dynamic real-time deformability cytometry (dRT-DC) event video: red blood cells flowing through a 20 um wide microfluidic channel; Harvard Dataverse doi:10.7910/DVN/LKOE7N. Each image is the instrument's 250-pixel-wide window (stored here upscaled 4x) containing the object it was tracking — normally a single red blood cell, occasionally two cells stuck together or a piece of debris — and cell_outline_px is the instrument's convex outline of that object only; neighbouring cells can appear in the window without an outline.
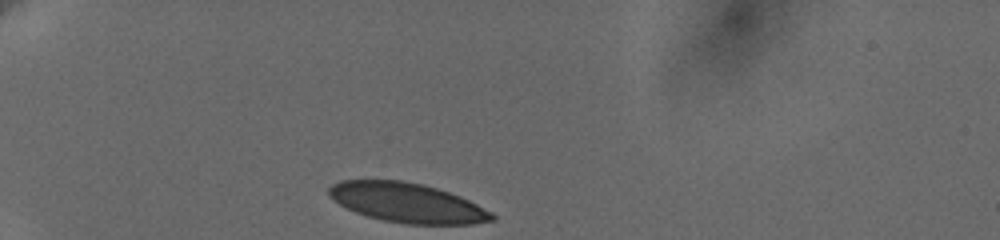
{"species": "human", "species_latin": "Homo sapiens", "temperature_condition": "cold", "stored_images_in_passage": 34, "camera_frame_rate_fps": 3000, "um_per_image_px": 0.085, "donor": {"sex": "female"}, "frame": {"image": 1, "passage_image": 1, "time_ms": 0.0, "image_size_px": [1000, 240], "cell_outline_px": [[496, 220], [472, 224], [408, 224], [380, 220], [356, 212], [332, 200], [328, 196], [328, 188], [332, 184], [340, 180], [404, 180], [424, 184], [460, 196], [492, 212], [496, 216]], "centroid_in_image_um": [34.6, 17.23], "position_along_channel_um": 50.4, "area_um2": 37.69}}
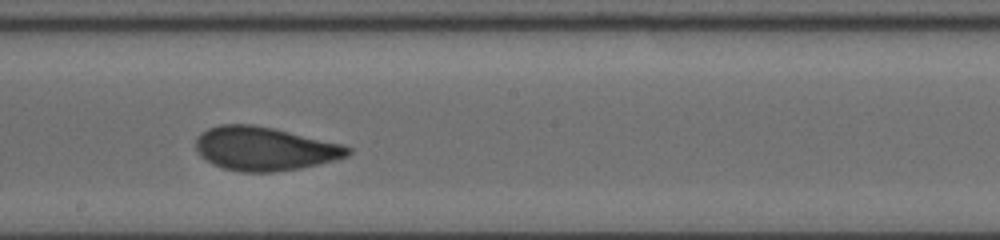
{"frame": {"image": 2, "passage_image": 19, "time_ms": 6.0, "image_size_px": [1000, 240], "cell_outline_px": [[352, 152], [348, 156], [336, 160], [300, 168], [272, 172], [240, 172], [224, 168], [212, 164], [200, 156], [196, 152], [196, 136], [200, 132], [208, 128], [220, 124], [252, 124], [272, 128], [344, 144], [352, 148]], "centroid_in_image_um": [22.48, 12.64], "position_along_channel_um": 225.7, "area_um2": 38.96}}
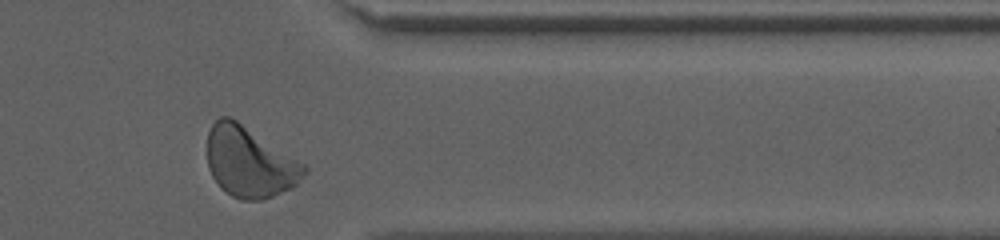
{"frame": {"image": 3, "passage_image": 33, "time_ms": 10.667, "image_size_px": [1000, 240], "cell_outline_px": [[308, 172], [292, 188], [272, 196], [260, 200], [240, 200], [232, 196], [220, 188], [212, 176], [208, 168], [208, 132], [212, 124], [220, 116], [228, 116], [236, 120], [304, 164], [308, 168]], "centroid_in_image_um": [21.2, 13.8], "position_along_channel_um": 390.2, "area_um2": 39.48}, "authors_computed_cell_mechanics": {"area_um2": 38.7838, "velocity_mm_per_s": 3.6132, "shape_relaxation_time_tau1_ms": 6.4546, "shape_relaxation_time_tau2_ms": 0.6742, "deformation_change_tau1": 0.1636, "deformation_change_tau2": 0.0508}}